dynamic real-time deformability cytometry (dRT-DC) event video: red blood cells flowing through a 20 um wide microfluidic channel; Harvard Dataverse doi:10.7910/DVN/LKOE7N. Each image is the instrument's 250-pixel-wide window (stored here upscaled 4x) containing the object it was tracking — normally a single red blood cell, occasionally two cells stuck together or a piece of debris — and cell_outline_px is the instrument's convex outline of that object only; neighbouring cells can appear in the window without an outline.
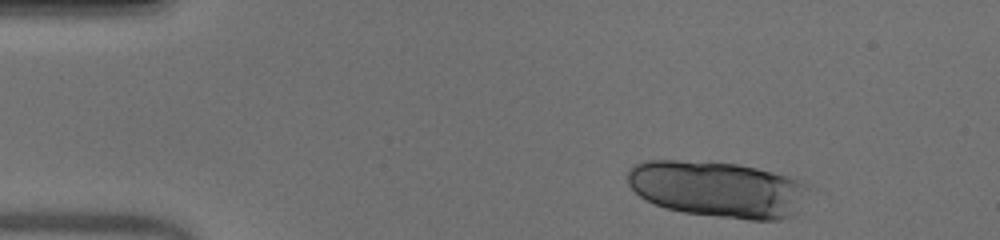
{"species": "human", "species_latin": "Homo sapiens", "temperature_condition": "warm", "stored_images_in_passage": 37, "camera_frame_rate_fps": 3000, "um_per_image_px": 0.085, "donor": {"sex": "male"}, "frame": {"image": 1, "passage_image": 1, "time_ms": 0.0, "image_size_px": [1000, 240], "cell_outline_px": [[808, 188], [796, 216], [780, 220], [748, 220], [684, 212], [664, 208], [640, 196], [628, 184], [628, 172], [636, 164], [644, 160], [676, 160], [736, 164], [756, 168], [772, 172], [808, 184]], "centroid_in_image_um": [61.02, 16.1], "position_along_channel_um": 24.0, "area_um2": 59.07}}
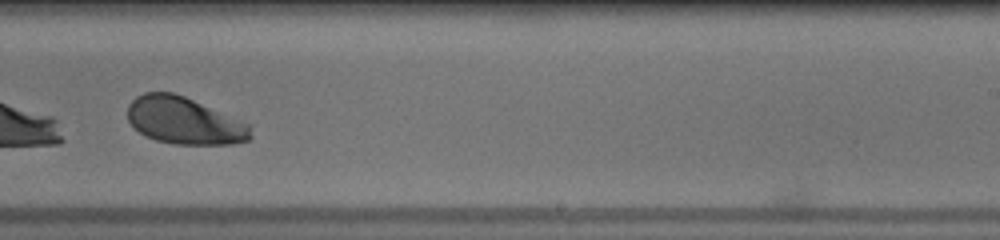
{"frame": {"image": 2, "passage_image": 27, "time_ms": 8.667, "image_size_px": [1000, 240], "cell_outline_px": [[252, 136], [248, 140], [232, 144], [172, 144], [156, 140], [144, 136], [128, 120], [128, 104], [136, 96], [144, 92], [172, 92], [184, 96], [252, 124]], "centroid_in_image_um": [15.69, 10.26], "position_along_channel_um": 273.3, "area_um2": 33.99}}
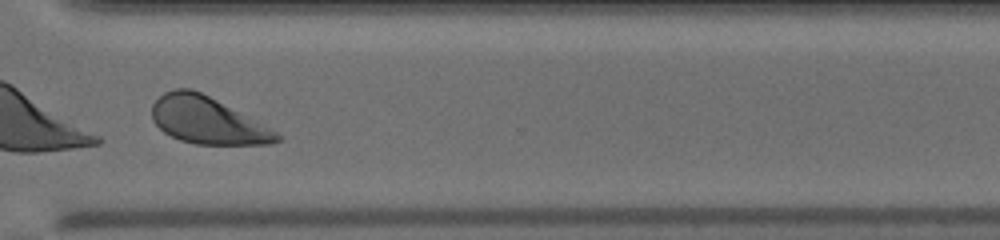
{"frame": {"image": 3, "passage_image": 33, "time_ms": 10.667, "image_size_px": [1000, 240], "cell_outline_px": [[284, 140], [268, 144], [196, 144], [180, 140], [164, 132], [152, 120], [152, 104], [164, 92], [176, 88], [192, 88], [216, 100], [284, 136]], "centroid_in_image_um": [17.6, 10.24], "position_along_channel_um": 353.0, "area_um2": 33.64}, "authors_computed_cell_mechanics": {"area_um2": 35.4314, "velocity_mm_per_s": 3.9669, "shape_relaxation_time_tau1_ms": 2.1899, "shape_relaxation_time_tau2_ms": null, "deformation_change_tau1": 0.1332, "deformation_change_tau2": null}}